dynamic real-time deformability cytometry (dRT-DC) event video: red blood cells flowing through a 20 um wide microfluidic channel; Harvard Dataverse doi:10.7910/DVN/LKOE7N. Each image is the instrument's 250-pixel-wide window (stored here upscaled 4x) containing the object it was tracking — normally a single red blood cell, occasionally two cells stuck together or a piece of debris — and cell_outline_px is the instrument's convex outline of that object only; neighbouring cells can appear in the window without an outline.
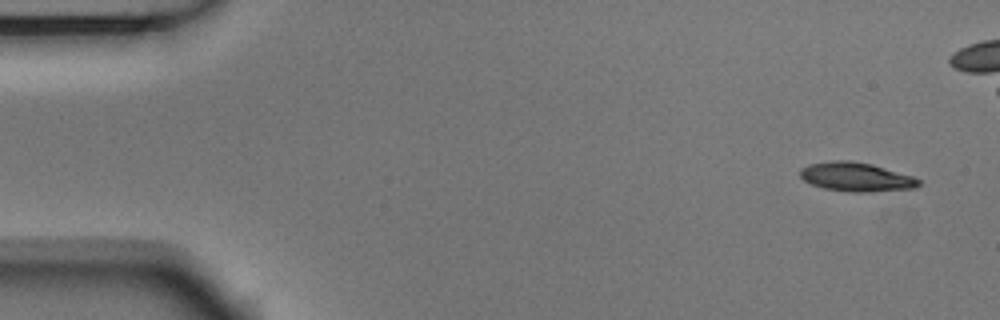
{"species": "Egyptian fruit bat (a non-hibernating species)", "species_latin": "Rousettus aegyptiacus", "temperature_condition": "room temperature", "stored_images_in_passage": 5, "camera_frame_rate_fps": 3000, "um_per_image_px": 0.085, "animal": {"sex": "male"}, "frame": {"image": 1, "passage_image": 1, "time_ms": 0.0, "image_size_px": [1000, 320], "cell_outline_px": [[920, 184], [916, 188], [872, 192], [852, 192], [824, 188], [812, 184], [804, 180], [800, 176], [800, 168], [808, 164], [832, 160], [852, 160], [872, 164], [912, 176], [920, 180]], "centroid_in_image_um": [72.77, 15.03], "position_along_channel_um": 12.2, "area_um2": 20.11}}